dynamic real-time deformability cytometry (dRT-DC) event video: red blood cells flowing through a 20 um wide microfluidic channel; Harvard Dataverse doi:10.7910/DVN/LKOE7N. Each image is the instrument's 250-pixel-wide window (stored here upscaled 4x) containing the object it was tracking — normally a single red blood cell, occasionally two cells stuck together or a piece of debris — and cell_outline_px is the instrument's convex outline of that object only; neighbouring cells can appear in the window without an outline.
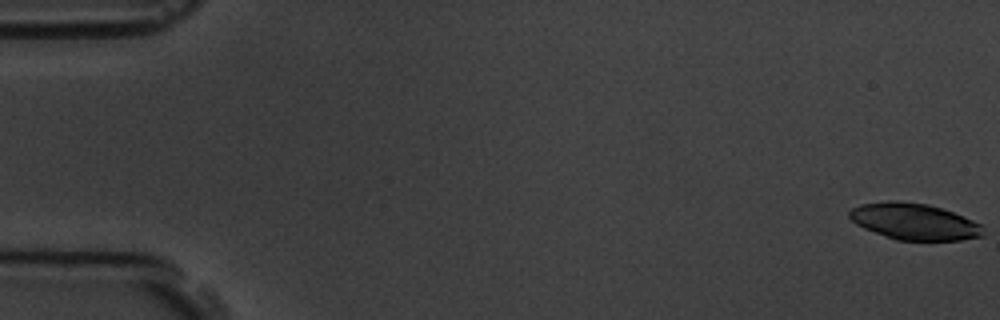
{"species": "common noctule bat (a hibernating species)", "species_latin": "Nyctalus noctula", "temperature_condition": "room temperature", "stored_images_in_passage": 5, "camera_frame_rate_fps": 3000, "um_per_image_px": 0.085, "animal": {"sex": "male", "body_mass_g": 19.5, "forearm_length_mm": 54.6}, "frame": {"image": 1, "passage_image": 1, "time_ms": 0.0, "image_size_px": [1000, 320], "cell_outline_px": [[984, 236], [960, 240], [896, 240], [864, 228], [856, 224], [848, 216], [848, 212], [852, 208], [860, 204], [888, 200], [896, 200], [928, 204], [952, 212], [972, 220], [980, 224]], "centroid_in_image_um": [77.67, 18.82], "position_along_channel_um": 7.3, "area_um2": 28.26}}